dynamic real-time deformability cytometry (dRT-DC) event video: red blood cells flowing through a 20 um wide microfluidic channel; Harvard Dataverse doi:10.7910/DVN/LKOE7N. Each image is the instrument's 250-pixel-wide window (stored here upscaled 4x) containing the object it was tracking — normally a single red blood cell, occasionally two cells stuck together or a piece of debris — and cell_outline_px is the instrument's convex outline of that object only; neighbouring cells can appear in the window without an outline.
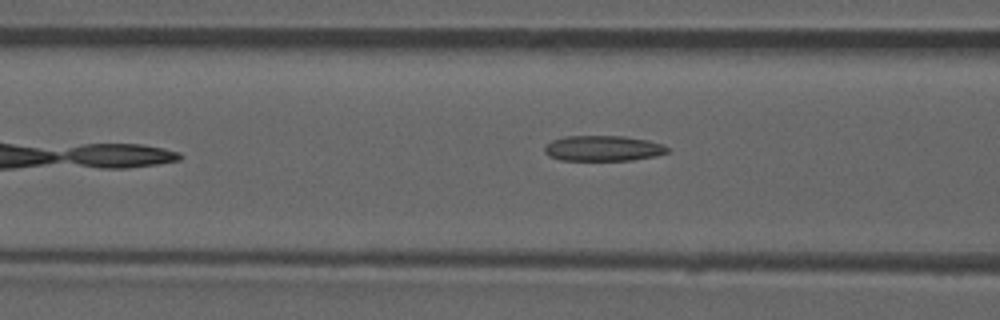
{"species": "common noctule bat (a hibernating species)", "species_latin": "Nyctalus noctula", "temperature_condition": "room temperature", "stored_images_in_passage": 7, "camera_frame_rate_fps": 3000, "um_per_image_px": 0.085, "animal": {"sex": "male", "forearm_length_mm": 52.5}, "frame": {"image": 1, "passage_image": 6, "time_ms": 6.0, "image_size_px": [1000, 320], "cell_outline_px": [[668, 152], [656, 156], [632, 160], [560, 160], [548, 156], [544, 152], [544, 144], [552, 140], [564, 136], [624, 136], [648, 140], [664, 144], [668, 148]], "centroid_in_image_um": [51.23, 12.6], "position_along_channel_um": 115.4, "area_um2": 18.44}}